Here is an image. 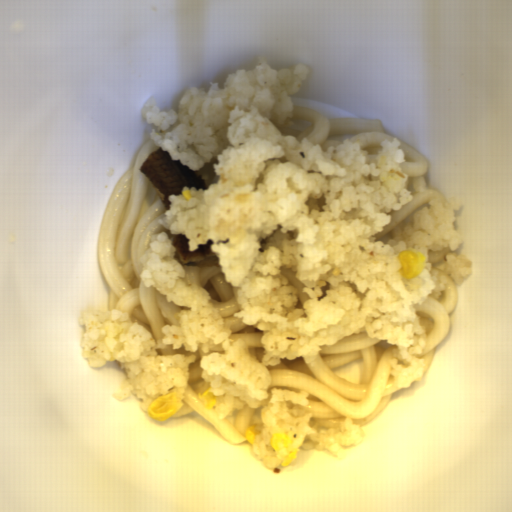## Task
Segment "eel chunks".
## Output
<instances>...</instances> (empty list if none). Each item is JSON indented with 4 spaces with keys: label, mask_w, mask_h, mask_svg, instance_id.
I'll use <instances>...</instances> for the list:
<instances>
[{
    "label": "eel chunks",
    "mask_w": 512,
    "mask_h": 512,
    "mask_svg": "<svg viewBox=\"0 0 512 512\" xmlns=\"http://www.w3.org/2000/svg\"><path fill=\"white\" fill-rule=\"evenodd\" d=\"M141 173L162 192L163 207L169 211L170 194L180 196L186 186L196 189L208 188L196 170L183 166L180 160H173L168 151L158 147L149 154L139 167Z\"/></svg>",
    "instance_id": "1"
},
{
    "label": "eel chunks",
    "mask_w": 512,
    "mask_h": 512,
    "mask_svg": "<svg viewBox=\"0 0 512 512\" xmlns=\"http://www.w3.org/2000/svg\"><path fill=\"white\" fill-rule=\"evenodd\" d=\"M169 238L175 246V258L182 266L188 262L217 259L210 249V245L214 242L212 239H209L207 244L199 245L197 251H189L188 240L184 234H172Z\"/></svg>",
    "instance_id": "2"
}]
</instances>
